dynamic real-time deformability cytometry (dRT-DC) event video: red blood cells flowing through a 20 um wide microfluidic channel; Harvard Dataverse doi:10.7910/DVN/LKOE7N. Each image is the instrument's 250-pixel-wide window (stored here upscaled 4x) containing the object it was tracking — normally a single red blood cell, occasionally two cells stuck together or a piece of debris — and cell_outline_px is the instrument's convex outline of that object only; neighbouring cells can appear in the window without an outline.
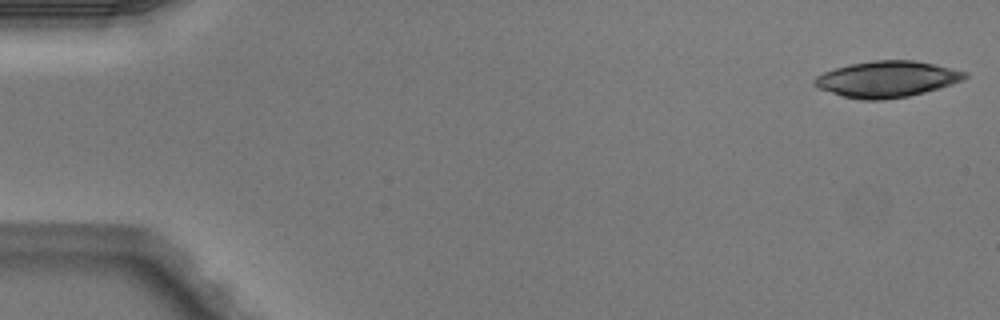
{"species": "Egyptian fruit bat (a non-hibernating species)", "species_latin": "Rousettus aegyptiacus", "temperature_condition": "warm", "stored_images_in_passage": 5, "camera_frame_rate_fps": 3000, "um_per_image_px": 0.085, "animal": {"sex": "male"}, "frame": {"image": 1, "passage_image": 1, "time_ms": 0.0, "image_size_px": [1000, 320], "cell_outline_px": [[968, 76], [964, 80], [952, 84], [924, 92], [908, 96], [884, 100], [860, 100], [844, 96], [820, 88], [812, 84], [812, 80], [816, 76], [824, 72], [848, 64], [872, 60], [912, 60], [932, 64], [968, 72]], "centroid_in_image_um": [75.38, 6.72], "position_along_channel_um": 9.6, "area_um2": 31.56}}
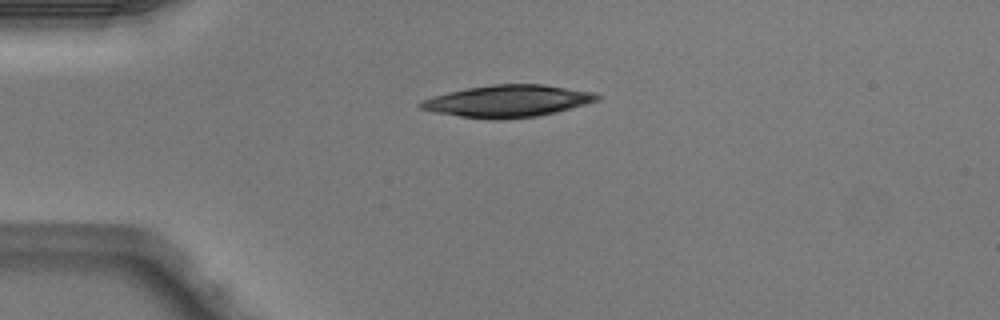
{"frame": {"image": 2, "passage_image": 4, "time_ms": 1.0, "image_size_px": [1000, 320], "cell_outline_px": [[600, 100], [556, 112], [540, 116], [500, 120], [488, 120], [460, 116], [436, 112], [420, 108], [416, 104], [420, 100], [432, 96], [448, 92], [468, 88], [492, 84], [544, 84], [596, 92], [600, 96]], "centroid_in_image_um": [43.16, 8.59], "position_along_channel_um": 41.8, "area_um2": 33.23}}